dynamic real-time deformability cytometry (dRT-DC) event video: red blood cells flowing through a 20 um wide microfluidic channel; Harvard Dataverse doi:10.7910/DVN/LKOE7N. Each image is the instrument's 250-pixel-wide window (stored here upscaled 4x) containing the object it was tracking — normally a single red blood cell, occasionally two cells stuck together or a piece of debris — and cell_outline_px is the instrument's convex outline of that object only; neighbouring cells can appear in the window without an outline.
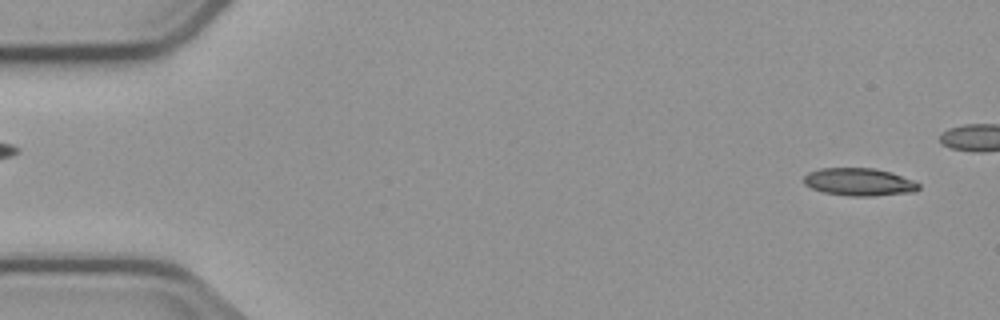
{"species": "common noctule bat (a hibernating species)", "species_latin": "Nyctalus noctula", "temperature_condition": "cold", "stored_images_in_passage": 3, "segment_of_instrument_passage": [2, 2], "camera_frame_rate_fps": 3000, "um_per_image_px": 0.085, "animal": {"sex": "male", "body_mass_g": 23.1, "forearm_length_mm": 52.7}, "frame": {"image": 1, "passage_image": 3, "time_ms": 2.333, "image_size_px": [1000, 320], "cell_outline_px": [[920, 188], [916, 192], [872, 196], [848, 196], [824, 192], [812, 188], [804, 184], [804, 176], [808, 172], [820, 168], [876, 168], [892, 172], [912, 180], [920, 184]], "centroid_in_image_um": [73.05, 15.46], "position_along_channel_um": 12.0, "area_um2": 18.67}}